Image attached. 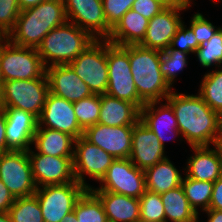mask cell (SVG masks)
Returning <instances> with one entry per match:
<instances>
[{"label": "cell", "instance_id": "obj_1", "mask_svg": "<svg viewBox=\"0 0 222 222\" xmlns=\"http://www.w3.org/2000/svg\"><path fill=\"white\" fill-rule=\"evenodd\" d=\"M177 119L180 139L191 147L218 145L222 140V117L197 94L172 91L165 99Z\"/></svg>", "mask_w": 222, "mask_h": 222}, {"label": "cell", "instance_id": "obj_2", "mask_svg": "<svg viewBox=\"0 0 222 222\" xmlns=\"http://www.w3.org/2000/svg\"><path fill=\"white\" fill-rule=\"evenodd\" d=\"M67 21L63 0H44L22 10L6 38L14 45L37 49L52 29Z\"/></svg>", "mask_w": 222, "mask_h": 222}, {"label": "cell", "instance_id": "obj_3", "mask_svg": "<svg viewBox=\"0 0 222 222\" xmlns=\"http://www.w3.org/2000/svg\"><path fill=\"white\" fill-rule=\"evenodd\" d=\"M162 51L129 45V61L138 96L145 102L166 99L173 91L160 70Z\"/></svg>", "mask_w": 222, "mask_h": 222}, {"label": "cell", "instance_id": "obj_4", "mask_svg": "<svg viewBox=\"0 0 222 222\" xmlns=\"http://www.w3.org/2000/svg\"><path fill=\"white\" fill-rule=\"evenodd\" d=\"M95 40L87 31L67 21L52 29L43 38L37 51L45 68L68 65Z\"/></svg>", "mask_w": 222, "mask_h": 222}, {"label": "cell", "instance_id": "obj_5", "mask_svg": "<svg viewBox=\"0 0 222 222\" xmlns=\"http://www.w3.org/2000/svg\"><path fill=\"white\" fill-rule=\"evenodd\" d=\"M108 86L106 94L130 103L139 110L145 102L138 96L129 61V45L118 46L107 40Z\"/></svg>", "mask_w": 222, "mask_h": 222}, {"label": "cell", "instance_id": "obj_6", "mask_svg": "<svg viewBox=\"0 0 222 222\" xmlns=\"http://www.w3.org/2000/svg\"><path fill=\"white\" fill-rule=\"evenodd\" d=\"M0 66L4 81L43 78L46 68L36 48L12 44L0 38Z\"/></svg>", "mask_w": 222, "mask_h": 222}, {"label": "cell", "instance_id": "obj_7", "mask_svg": "<svg viewBox=\"0 0 222 222\" xmlns=\"http://www.w3.org/2000/svg\"><path fill=\"white\" fill-rule=\"evenodd\" d=\"M48 78L4 81L0 91V106L16 108L40 117L49 94Z\"/></svg>", "mask_w": 222, "mask_h": 222}, {"label": "cell", "instance_id": "obj_8", "mask_svg": "<svg viewBox=\"0 0 222 222\" xmlns=\"http://www.w3.org/2000/svg\"><path fill=\"white\" fill-rule=\"evenodd\" d=\"M69 65L93 94H106L109 76L107 40H95Z\"/></svg>", "mask_w": 222, "mask_h": 222}, {"label": "cell", "instance_id": "obj_9", "mask_svg": "<svg viewBox=\"0 0 222 222\" xmlns=\"http://www.w3.org/2000/svg\"><path fill=\"white\" fill-rule=\"evenodd\" d=\"M88 188L78 182L45 185L37 188L35 195L41 207L44 222H60L72 212Z\"/></svg>", "mask_w": 222, "mask_h": 222}, {"label": "cell", "instance_id": "obj_10", "mask_svg": "<svg viewBox=\"0 0 222 222\" xmlns=\"http://www.w3.org/2000/svg\"><path fill=\"white\" fill-rule=\"evenodd\" d=\"M100 187H90L91 191H109L140 198L146 190L145 172L128 159L116 158L99 181Z\"/></svg>", "mask_w": 222, "mask_h": 222}, {"label": "cell", "instance_id": "obj_11", "mask_svg": "<svg viewBox=\"0 0 222 222\" xmlns=\"http://www.w3.org/2000/svg\"><path fill=\"white\" fill-rule=\"evenodd\" d=\"M0 180L15 197L34 195L37 186L34 182L28 151L0 153Z\"/></svg>", "mask_w": 222, "mask_h": 222}, {"label": "cell", "instance_id": "obj_12", "mask_svg": "<svg viewBox=\"0 0 222 222\" xmlns=\"http://www.w3.org/2000/svg\"><path fill=\"white\" fill-rule=\"evenodd\" d=\"M191 1L176 0L150 19L146 35L139 45L159 51L168 49L171 40L183 23L180 12L190 8Z\"/></svg>", "mask_w": 222, "mask_h": 222}, {"label": "cell", "instance_id": "obj_13", "mask_svg": "<svg viewBox=\"0 0 222 222\" xmlns=\"http://www.w3.org/2000/svg\"><path fill=\"white\" fill-rule=\"evenodd\" d=\"M115 159L84 136H80L74 142L73 169L76 181L89 189L91 186L86 183L84 175L100 181Z\"/></svg>", "mask_w": 222, "mask_h": 222}, {"label": "cell", "instance_id": "obj_14", "mask_svg": "<svg viewBox=\"0 0 222 222\" xmlns=\"http://www.w3.org/2000/svg\"><path fill=\"white\" fill-rule=\"evenodd\" d=\"M67 20L96 40H107L111 27L104 16L102 0H63Z\"/></svg>", "mask_w": 222, "mask_h": 222}, {"label": "cell", "instance_id": "obj_15", "mask_svg": "<svg viewBox=\"0 0 222 222\" xmlns=\"http://www.w3.org/2000/svg\"><path fill=\"white\" fill-rule=\"evenodd\" d=\"M35 152L31 148L28 156L37 188L77 182L74 176L73 157L50 156Z\"/></svg>", "mask_w": 222, "mask_h": 222}, {"label": "cell", "instance_id": "obj_16", "mask_svg": "<svg viewBox=\"0 0 222 222\" xmlns=\"http://www.w3.org/2000/svg\"><path fill=\"white\" fill-rule=\"evenodd\" d=\"M37 128H48L65 132L78 139L84 131L80 128L73 102L49 92Z\"/></svg>", "mask_w": 222, "mask_h": 222}, {"label": "cell", "instance_id": "obj_17", "mask_svg": "<svg viewBox=\"0 0 222 222\" xmlns=\"http://www.w3.org/2000/svg\"><path fill=\"white\" fill-rule=\"evenodd\" d=\"M133 126H107L97 123L88 127L83 136L114 158L128 159L132 148Z\"/></svg>", "mask_w": 222, "mask_h": 222}, {"label": "cell", "instance_id": "obj_18", "mask_svg": "<svg viewBox=\"0 0 222 222\" xmlns=\"http://www.w3.org/2000/svg\"><path fill=\"white\" fill-rule=\"evenodd\" d=\"M164 150L165 147L155 133L139 119L132 131V148L129 156L132 163L145 171L167 157Z\"/></svg>", "mask_w": 222, "mask_h": 222}, {"label": "cell", "instance_id": "obj_19", "mask_svg": "<svg viewBox=\"0 0 222 222\" xmlns=\"http://www.w3.org/2000/svg\"><path fill=\"white\" fill-rule=\"evenodd\" d=\"M6 144L9 150L29 151L38 127V118L30 112L4 108Z\"/></svg>", "mask_w": 222, "mask_h": 222}, {"label": "cell", "instance_id": "obj_20", "mask_svg": "<svg viewBox=\"0 0 222 222\" xmlns=\"http://www.w3.org/2000/svg\"><path fill=\"white\" fill-rule=\"evenodd\" d=\"M46 76L50 93L69 102L80 101L82 98L93 95L88 85L76 75L69 64L46 68Z\"/></svg>", "mask_w": 222, "mask_h": 222}, {"label": "cell", "instance_id": "obj_21", "mask_svg": "<svg viewBox=\"0 0 222 222\" xmlns=\"http://www.w3.org/2000/svg\"><path fill=\"white\" fill-rule=\"evenodd\" d=\"M215 147V148H214ZM191 147L194 155L189 157L185 176L194 180L215 182L222 176V146Z\"/></svg>", "mask_w": 222, "mask_h": 222}, {"label": "cell", "instance_id": "obj_22", "mask_svg": "<svg viewBox=\"0 0 222 222\" xmlns=\"http://www.w3.org/2000/svg\"><path fill=\"white\" fill-rule=\"evenodd\" d=\"M157 103L159 104L160 101L145 103L140 109V120L155 133L160 143L165 147V132L169 135L170 133L173 134V137L181 135V133L171 105L167 102L165 104L161 103V106L158 107Z\"/></svg>", "mask_w": 222, "mask_h": 222}, {"label": "cell", "instance_id": "obj_23", "mask_svg": "<svg viewBox=\"0 0 222 222\" xmlns=\"http://www.w3.org/2000/svg\"><path fill=\"white\" fill-rule=\"evenodd\" d=\"M101 201L108 222H134L140 218V200L109 191H92Z\"/></svg>", "mask_w": 222, "mask_h": 222}, {"label": "cell", "instance_id": "obj_24", "mask_svg": "<svg viewBox=\"0 0 222 222\" xmlns=\"http://www.w3.org/2000/svg\"><path fill=\"white\" fill-rule=\"evenodd\" d=\"M140 119V110L133 104L107 94L101 95L98 123L117 127L134 126Z\"/></svg>", "mask_w": 222, "mask_h": 222}, {"label": "cell", "instance_id": "obj_25", "mask_svg": "<svg viewBox=\"0 0 222 222\" xmlns=\"http://www.w3.org/2000/svg\"><path fill=\"white\" fill-rule=\"evenodd\" d=\"M148 22L147 18L130 9L111 29L107 40L118 46L139 45L146 35Z\"/></svg>", "mask_w": 222, "mask_h": 222}, {"label": "cell", "instance_id": "obj_26", "mask_svg": "<svg viewBox=\"0 0 222 222\" xmlns=\"http://www.w3.org/2000/svg\"><path fill=\"white\" fill-rule=\"evenodd\" d=\"M74 142L70 134L48 128H37L33 139L35 151L58 157H74Z\"/></svg>", "mask_w": 222, "mask_h": 222}, {"label": "cell", "instance_id": "obj_27", "mask_svg": "<svg viewBox=\"0 0 222 222\" xmlns=\"http://www.w3.org/2000/svg\"><path fill=\"white\" fill-rule=\"evenodd\" d=\"M146 189L158 194L176 188L182 183V175L168 157L145 171Z\"/></svg>", "mask_w": 222, "mask_h": 222}, {"label": "cell", "instance_id": "obj_28", "mask_svg": "<svg viewBox=\"0 0 222 222\" xmlns=\"http://www.w3.org/2000/svg\"><path fill=\"white\" fill-rule=\"evenodd\" d=\"M166 222H200L199 214L191 207L182 185L160 194Z\"/></svg>", "mask_w": 222, "mask_h": 222}, {"label": "cell", "instance_id": "obj_29", "mask_svg": "<svg viewBox=\"0 0 222 222\" xmlns=\"http://www.w3.org/2000/svg\"><path fill=\"white\" fill-rule=\"evenodd\" d=\"M222 66L204 74L198 95L222 117ZM220 68V69H219Z\"/></svg>", "mask_w": 222, "mask_h": 222}, {"label": "cell", "instance_id": "obj_30", "mask_svg": "<svg viewBox=\"0 0 222 222\" xmlns=\"http://www.w3.org/2000/svg\"><path fill=\"white\" fill-rule=\"evenodd\" d=\"M214 182L194 180L189 177H183L182 187L191 207L199 214V207L202 211L208 210L213 192Z\"/></svg>", "mask_w": 222, "mask_h": 222}, {"label": "cell", "instance_id": "obj_31", "mask_svg": "<svg viewBox=\"0 0 222 222\" xmlns=\"http://www.w3.org/2000/svg\"><path fill=\"white\" fill-rule=\"evenodd\" d=\"M79 222H108L100 199L87 189L73 210Z\"/></svg>", "mask_w": 222, "mask_h": 222}, {"label": "cell", "instance_id": "obj_32", "mask_svg": "<svg viewBox=\"0 0 222 222\" xmlns=\"http://www.w3.org/2000/svg\"><path fill=\"white\" fill-rule=\"evenodd\" d=\"M12 222H44L36 195L15 198L8 211Z\"/></svg>", "mask_w": 222, "mask_h": 222}, {"label": "cell", "instance_id": "obj_33", "mask_svg": "<svg viewBox=\"0 0 222 222\" xmlns=\"http://www.w3.org/2000/svg\"><path fill=\"white\" fill-rule=\"evenodd\" d=\"M101 107V95L93 94L73 102V108L80 128L85 131L98 123Z\"/></svg>", "mask_w": 222, "mask_h": 222}, {"label": "cell", "instance_id": "obj_34", "mask_svg": "<svg viewBox=\"0 0 222 222\" xmlns=\"http://www.w3.org/2000/svg\"><path fill=\"white\" fill-rule=\"evenodd\" d=\"M187 54L186 52L177 49H166L162 51L160 70L168 85L173 88L172 84L180 71L187 67Z\"/></svg>", "mask_w": 222, "mask_h": 222}, {"label": "cell", "instance_id": "obj_35", "mask_svg": "<svg viewBox=\"0 0 222 222\" xmlns=\"http://www.w3.org/2000/svg\"><path fill=\"white\" fill-rule=\"evenodd\" d=\"M202 67L222 65V28H220L208 42L203 43L195 51Z\"/></svg>", "mask_w": 222, "mask_h": 222}, {"label": "cell", "instance_id": "obj_36", "mask_svg": "<svg viewBox=\"0 0 222 222\" xmlns=\"http://www.w3.org/2000/svg\"><path fill=\"white\" fill-rule=\"evenodd\" d=\"M140 219L149 222H166L160 194L145 190L140 196Z\"/></svg>", "mask_w": 222, "mask_h": 222}, {"label": "cell", "instance_id": "obj_37", "mask_svg": "<svg viewBox=\"0 0 222 222\" xmlns=\"http://www.w3.org/2000/svg\"><path fill=\"white\" fill-rule=\"evenodd\" d=\"M20 12L18 0H0V35L2 37H7L13 30Z\"/></svg>", "mask_w": 222, "mask_h": 222}, {"label": "cell", "instance_id": "obj_38", "mask_svg": "<svg viewBox=\"0 0 222 222\" xmlns=\"http://www.w3.org/2000/svg\"><path fill=\"white\" fill-rule=\"evenodd\" d=\"M199 46L200 44L195 38L193 29L191 27L186 28L183 22L171 40L168 49H177L187 54H195Z\"/></svg>", "mask_w": 222, "mask_h": 222}, {"label": "cell", "instance_id": "obj_39", "mask_svg": "<svg viewBox=\"0 0 222 222\" xmlns=\"http://www.w3.org/2000/svg\"><path fill=\"white\" fill-rule=\"evenodd\" d=\"M135 0H102L107 24L113 28L123 15L132 8Z\"/></svg>", "mask_w": 222, "mask_h": 222}, {"label": "cell", "instance_id": "obj_40", "mask_svg": "<svg viewBox=\"0 0 222 222\" xmlns=\"http://www.w3.org/2000/svg\"><path fill=\"white\" fill-rule=\"evenodd\" d=\"M190 27L193 29L195 38L200 45L208 42L209 39L221 28L215 27L198 12L192 16L190 20Z\"/></svg>", "mask_w": 222, "mask_h": 222}, {"label": "cell", "instance_id": "obj_41", "mask_svg": "<svg viewBox=\"0 0 222 222\" xmlns=\"http://www.w3.org/2000/svg\"><path fill=\"white\" fill-rule=\"evenodd\" d=\"M168 5L166 0H135L131 9L150 20Z\"/></svg>", "mask_w": 222, "mask_h": 222}, {"label": "cell", "instance_id": "obj_42", "mask_svg": "<svg viewBox=\"0 0 222 222\" xmlns=\"http://www.w3.org/2000/svg\"><path fill=\"white\" fill-rule=\"evenodd\" d=\"M209 209L222 211V176L218 178L213 184V192Z\"/></svg>", "mask_w": 222, "mask_h": 222}, {"label": "cell", "instance_id": "obj_43", "mask_svg": "<svg viewBox=\"0 0 222 222\" xmlns=\"http://www.w3.org/2000/svg\"><path fill=\"white\" fill-rule=\"evenodd\" d=\"M15 197L9 192L7 186L0 180V213H6L13 205Z\"/></svg>", "mask_w": 222, "mask_h": 222}, {"label": "cell", "instance_id": "obj_44", "mask_svg": "<svg viewBox=\"0 0 222 222\" xmlns=\"http://www.w3.org/2000/svg\"><path fill=\"white\" fill-rule=\"evenodd\" d=\"M6 115L4 108L0 106V153L10 151L6 144Z\"/></svg>", "mask_w": 222, "mask_h": 222}, {"label": "cell", "instance_id": "obj_45", "mask_svg": "<svg viewBox=\"0 0 222 222\" xmlns=\"http://www.w3.org/2000/svg\"><path fill=\"white\" fill-rule=\"evenodd\" d=\"M203 212L207 213L208 216L207 222H222V211L215 209H208Z\"/></svg>", "mask_w": 222, "mask_h": 222}, {"label": "cell", "instance_id": "obj_46", "mask_svg": "<svg viewBox=\"0 0 222 222\" xmlns=\"http://www.w3.org/2000/svg\"><path fill=\"white\" fill-rule=\"evenodd\" d=\"M44 0H18V4L20 7V10H24L30 7H34L38 5L40 2H43Z\"/></svg>", "mask_w": 222, "mask_h": 222}, {"label": "cell", "instance_id": "obj_47", "mask_svg": "<svg viewBox=\"0 0 222 222\" xmlns=\"http://www.w3.org/2000/svg\"><path fill=\"white\" fill-rule=\"evenodd\" d=\"M60 222H79L74 211L66 214Z\"/></svg>", "mask_w": 222, "mask_h": 222}, {"label": "cell", "instance_id": "obj_48", "mask_svg": "<svg viewBox=\"0 0 222 222\" xmlns=\"http://www.w3.org/2000/svg\"><path fill=\"white\" fill-rule=\"evenodd\" d=\"M0 222H12L8 212L0 213Z\"/></svg>", "mask_w": 222, "mask_h": 222}, {"label": "cell", "instance_id": "obj_49", "mask_svg": "<svg viewBox=\"0 0 222 222\" xmlns=\"http://www.w3.org/2000/svg\"><path fill=\"white\" fill-rule=\"evenodd\" d=\"M3 85H4V78H3L1 66H0V91L2 90Z\"/></svg>", "mask_w": 222, "mask_h": 222}, {"label": "cell", "instance_id": "obj_50", "mask_svg": "<svg viewBox=\"0 0 222 222\" xmlns=\"http://www.w3.org/2000/svg\"><path fill=\"white\" fill-rule=\"evenodd\" d=\"M134 222H149V221H146V220H143V219H137L136 221H134Z\"/></svg>", "mask_w": 222, "mask_h": 222}, {"label": "cell", "instance_id": "obj_51", "mask_svg": "<svg viewBox=\"0 0 222 222\" xmlns=\"http://www.w3.org/2000/svg\"><path fill=\"white\" fill-rule=\"evenodd\" d=\"M169 4L175 2L176 0H166Z\"/></svg>", "mask_w": 222, "mask_h": 222}]
</instances>
